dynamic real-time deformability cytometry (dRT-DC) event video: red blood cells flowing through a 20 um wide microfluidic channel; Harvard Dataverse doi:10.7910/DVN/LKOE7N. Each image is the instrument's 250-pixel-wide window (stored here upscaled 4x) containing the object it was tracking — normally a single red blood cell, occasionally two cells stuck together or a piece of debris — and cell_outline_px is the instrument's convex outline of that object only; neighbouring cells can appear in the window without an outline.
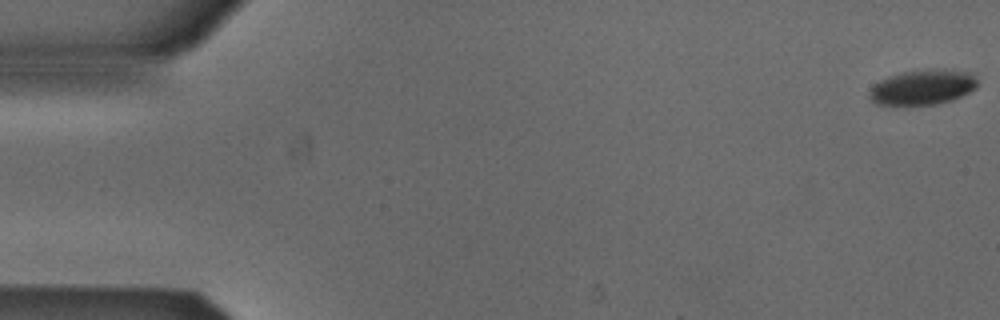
{"species": "Egyptian fruit bat (a non-hibernating species)", "species_latin": "Rousettus aegyptiacus", "temperature_condition": "cold", "stored_images_in_passage": 5, "camera_frame_rate_fps": 3000, "um_per_image_px": 0.085, "animal": {"sex": "male"}, "frame": {"image": 1, "passage_image": 1, "time_ms": 0.0, "image_size_px": [1000, 320], "cell_outline_px": [[976, 88], [952, 100], [936, 104], [876, 104], [868, 96], [868, 92], [880, 80], [888, 76], [904, 72], [932, 68], [944, 68], [968, 72], [976, 80]], "centroid_in_image_um": [78.42, 7.39], "position_along_channel_um": 6.6, "area_um2": 21.85}}
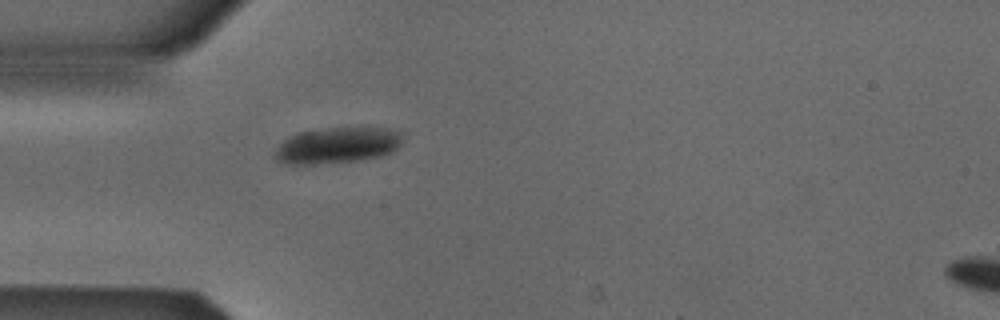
{"frame": {"image": 2, "passage_image": 5, "time_ms": 1.333, "image_size_px": [1000, 320], "cell_outline_px": [[400, 144], [392, 152], [380, 156], [356, 160], [316, 164], [288, 164], [276, 160], [272, 156], [276, 148], [284, 140], [300, 132], [328, 128], [392, 128], [400, 132]], "centroid_in_image_um": [28.63, 12.36], "position_along_channel_um": 56.4, "area_um2": 26.47}}